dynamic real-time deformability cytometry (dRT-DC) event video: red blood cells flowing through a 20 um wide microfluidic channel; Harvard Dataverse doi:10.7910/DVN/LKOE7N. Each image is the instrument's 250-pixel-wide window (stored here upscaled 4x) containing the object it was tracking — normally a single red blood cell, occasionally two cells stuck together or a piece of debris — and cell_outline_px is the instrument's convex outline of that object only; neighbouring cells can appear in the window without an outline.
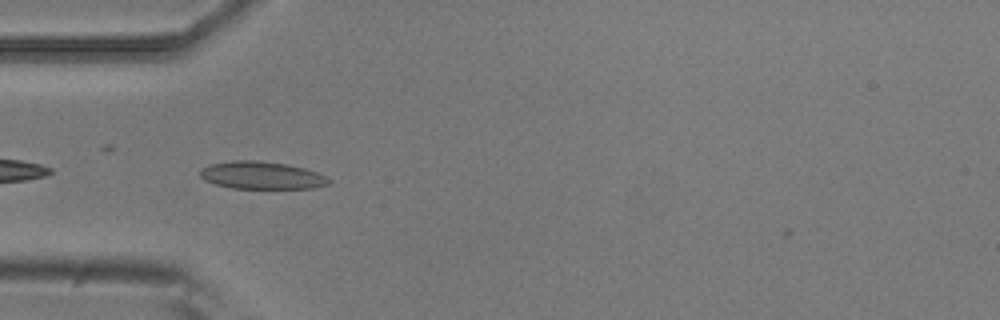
{"species": "common noctule bat (a hibernating species)", "species_latin": "Nyctalus noctula", "temperature_condition": "room temperature", "stored_images_in_passage": 8, "camera_frame_rate_fps": 3000, "um_per_image_px": 0.085, "animal": {"sex": "male", "body_mass_g": 20.5, "forearm_length_mm": 52.5}, "frame": {"image": 1, "passage_image": 4, "time_ms": 1.0, "image_size_px": [1000, 320], "cell_outline_px": [[332, 180], [328, 184], [312, 188], [232, 188], [216, 184], [204, 180], [200, 176], [200, 172], [204, 168], [212, 164], [232, 160], [256, 160], [288, 164], [304, 168], [316, 172]], "centroid_in_image_um": [22.25, 14.9], "position_along_channel_um": 62.8, "area_um2": 20.46}}
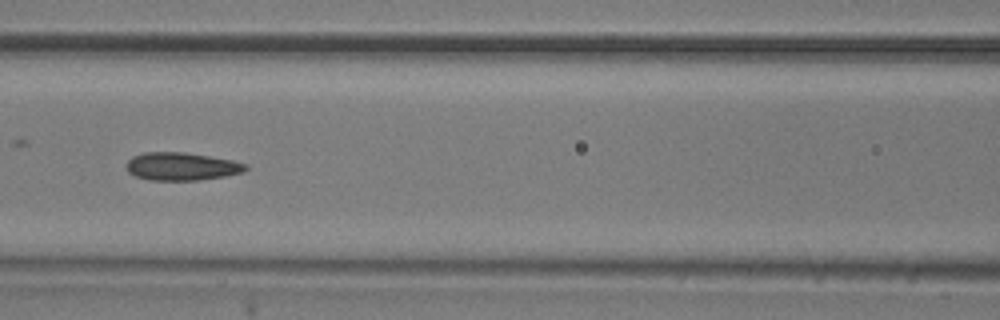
{"frame": {"image": 2, "passage_image": 6, "time_ms": 1.667, "image_size_px": [1000, 320], "cell_outline_px": [[248, 168], [244, 172], [224, 176], [196, 180], [152, 180], [136, 176], [128, 172], [128, 160], [132, 156], [144, 152], [184, 152], [232, 160], [248, 164]], "centroid_in_image_um": [15.46, 14.14], "position_along_channel_um": 151.1, "area_um2": 19.25}}
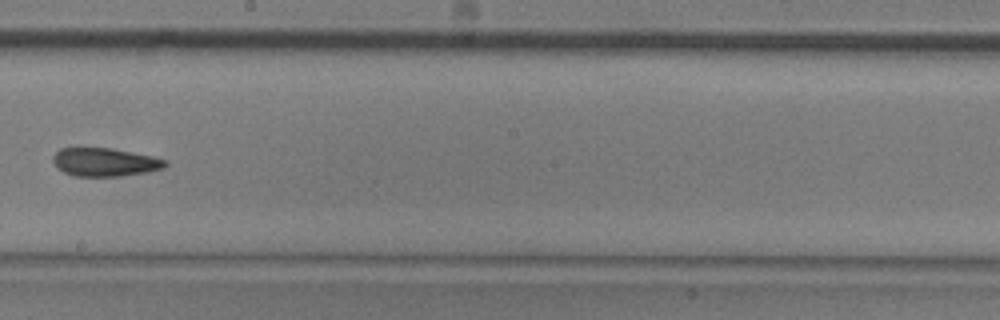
{"frame": {"image": 3, "passage_image": 8, "time_ms": 2.333, "image_size_px": [1000, 320], "cell_outline_px": [[168, 164], [164, 168], [148, 172], [120, 176], [72, 176], [56, 168], [52, 160], [52, 156], [60, 148], [112, 148], [152, 156], [168, 160]], "centroid_in_image_um": [8.91, 13.78], "position_along_channel_um": 239.3, "area_um2": 18.73}}